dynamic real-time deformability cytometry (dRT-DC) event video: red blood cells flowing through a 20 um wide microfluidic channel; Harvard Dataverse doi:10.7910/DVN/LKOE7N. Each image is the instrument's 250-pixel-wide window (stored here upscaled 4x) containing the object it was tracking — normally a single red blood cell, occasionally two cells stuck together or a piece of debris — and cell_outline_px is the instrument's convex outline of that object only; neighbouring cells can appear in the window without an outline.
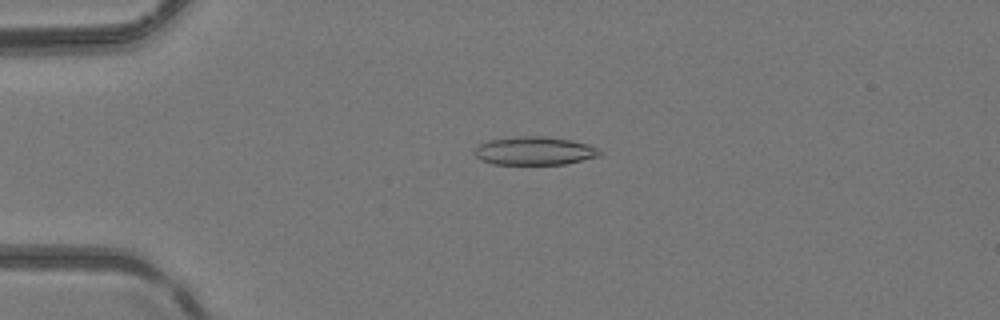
{"species": "common noctule bat (a hibernating species)", "species_latin": "Nyctalus noctula", "temperature_condition": "room temperature", "stored_images_in_passage": 49, "camera_frame_rate_fps": 3000, "um_per_image_px": 0.085, "animal": {"sex": "female", "body_mass_g": 24.6, "forearm_length_mm": 56.2}, "frame": {"image": 1, "passage_image": 11, "time_ms": 3.333, "image_size_px": [1000, 320], "cell_outline_px": [[604, 152], [600, 156], [564, 164], [492, 164], [480, 160], [472, 152], [480, 144], [488, 140], [524, 136], [544, 136], [572, 140], [588, 144]], "centroid_in_image_um": [45.44, 12.82], "position_along_channel_um": 39.6, "area_um2": 20.69}}
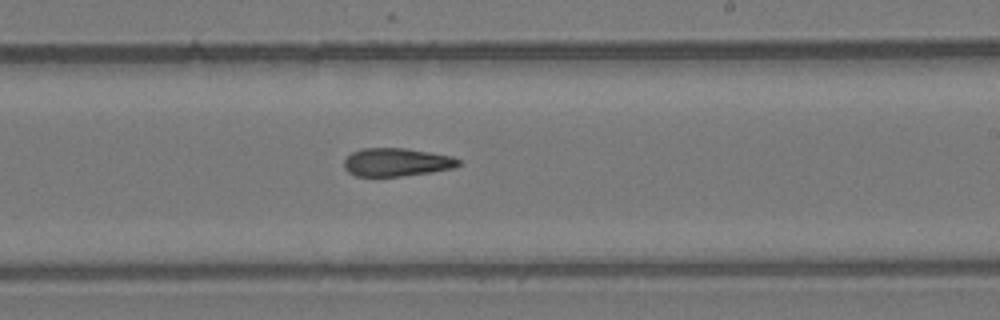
{"frame": {"image": 2, "passage_image": 29, "time_ms": 9.333, "image_size_px": [1000, 320], "cell_outline_px": [[460, 164], [456, 168], [400, 176], [356, 176], [348, 172], [344, 168], [344, 160], [352, 152], [360, 148], [404, 148], [452, 156], [460, 160]], "centroid_in_image_um": [33.69, 13.78], "position_along_channel_um": 255.3, "area_um2": 18.73}}
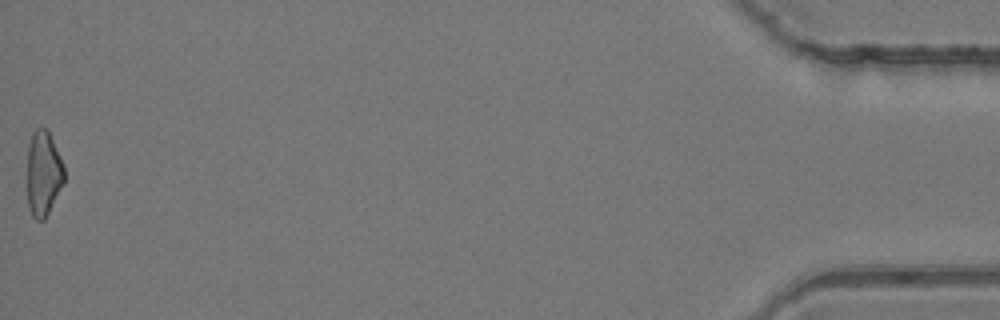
{"frame": {"image": 3, "passage_image": 49, "time_ms": 16.0, "image_size_px": [1000, 320], "cell_outline_px": [[64, 184], [44, 220], [36, 220], [32, 216], [28, 208], [28, 144], [32, 132], [36, 128], [48, 128], [64, 164]], "centroid_in_image_um": [3.7, 14.72], "position_along_channel_um": 431.5, "area_um2": 18.61}, "authors_computed_cell_mechanics": {"area_um2": 19.7676, "velocity_mm_per_s": 4.1753, "shape_relaxation_time_tau1_ms": 7.9609, "shape_relaxation_time_tau2_ms": 4.5585, "deformation_change_tau1": 0.1991, "deformation_change_tau2": 0.1547}}